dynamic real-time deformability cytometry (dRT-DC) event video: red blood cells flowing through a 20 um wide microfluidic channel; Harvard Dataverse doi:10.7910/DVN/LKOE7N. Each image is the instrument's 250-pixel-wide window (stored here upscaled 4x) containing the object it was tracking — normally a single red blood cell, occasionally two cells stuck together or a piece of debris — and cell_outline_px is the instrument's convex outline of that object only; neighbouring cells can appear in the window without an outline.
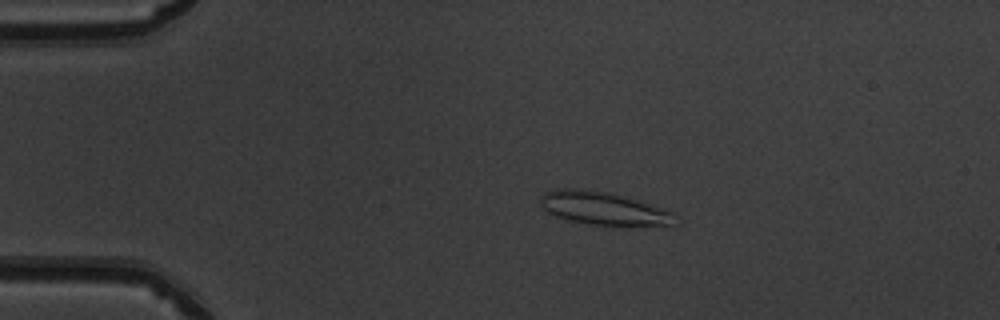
{"species": "common noctule bat (a hibernating species)", "species_latin": "Nyctalus noctula", "temperature_condition": "warm", "stored_images_in_passage": 51, "camera_frame_rate_fps": 3000, "um_per_image_px": 0.085, "animal": {"sex": "male", "body_mass_g": 19.5, "forearm_length_mm": 54.6}, "frame": {"image": 1, "passage_image": 11, "time_ms": 3.333, "image_size_px": [1000, 320], "cell_outline_px": [[676, 212], [672, 224], [588, 224], [568, 220], [556, 216], [548, 212], [540, 204], [540, 196], [544, 192], [556, 188], [576, 188], [608, 192], [640, 200]], "centroid_in_image_um": [51.22, 17.67], "position_along_channel_um": 33.8, "area_um2": 25.55}}
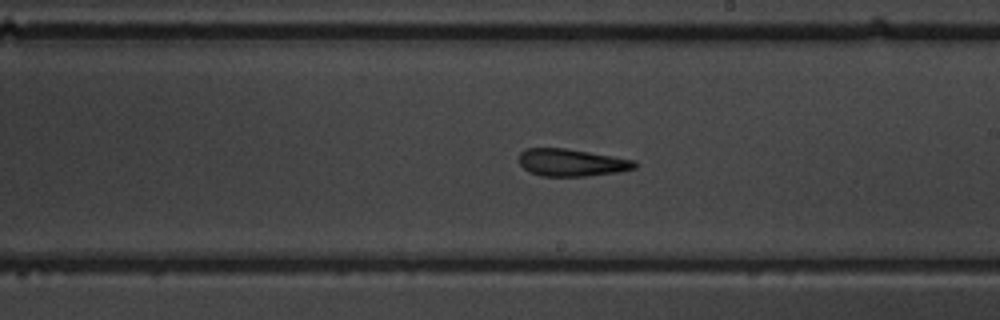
{"frame": {"image": 2, "passage_image": 30, "time_ms": 9.667, "image_size_px": [1000, 320], "cell_outline_px": [[640, 164], [636, 168], [616, 172], [588, 176], [540, 176], [528, 172], [520, 164], [520, 152], [524, 148], [564, 148], [636, 160]], "centroid_in_image_um": [48.59, 13.82], "position_along_channel_um": 240.4, "area_um2": 18.5}}
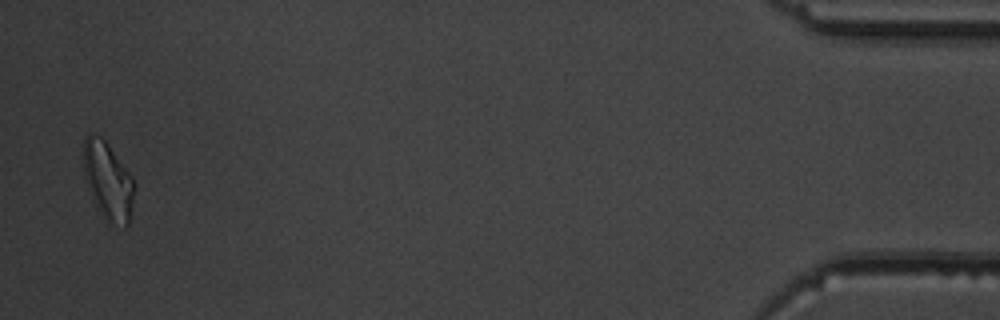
{"frame": {"image": 3, "passage_image": 50, "time_ms": 16.333, "image_size_px": [1000, 320], "cell_outline_px": [[136, 184], [132, 208], [128, 224], [124, 228], [104, 220], [96, 208], [88, 188], [84, 176], [84, 136], [88, 132], [92, 132], [100, 136], [108, 144], [132, 176]], "centroid_in_image_um": [9.18, 15.39], "position_along_channel_um": 426.0, "area_um2": 23.41}, "authors_computed_cell_mechanics": {"area_um2": 19.5942, "velocity_mm_per_s": 4.0297, "shape_relaxation_time_tau1_ms": 8.2165, "shape_relaxation_time_tau2_ms": 3.4465, "deformation_change_tau1": 0.2134, "deformation_change_tau2": 0.1226}}